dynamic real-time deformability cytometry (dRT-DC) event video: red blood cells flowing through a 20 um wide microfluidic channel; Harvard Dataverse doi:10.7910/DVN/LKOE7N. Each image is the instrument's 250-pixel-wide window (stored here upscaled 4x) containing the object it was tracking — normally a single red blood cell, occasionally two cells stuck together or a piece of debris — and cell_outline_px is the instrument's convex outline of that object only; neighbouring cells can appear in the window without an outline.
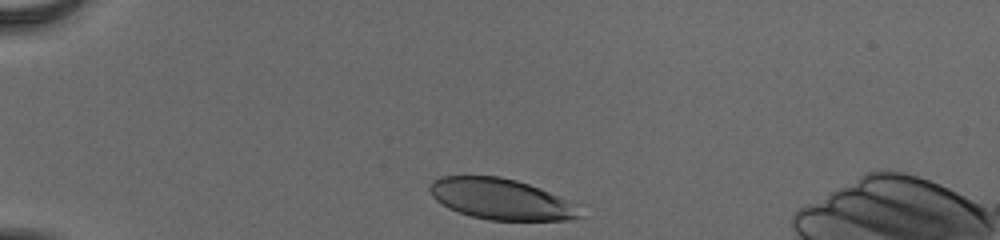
{"species": "human", "species_latin": "Homo sapiens", "temperature_condition": "cold", "stored_images_in_passage": 33, "camera_frame_rate_fps": 3000, "um_per_image_px": 0.085, "donor": {"sex": "male"}, "frame": {"image": 1, "passage_image": 1, "time_ms": 0.0, "image_size_px": [1000, 240], "cell_outline_px": [[580, 216], [568, 220], [488, 220], [472, 216], [448, 208], [436, 200], [432, 196], [428, 188], [432, 180], [440, 176], [500, 176], [516, 180], [540, 188], [568, 200]], "centroid_in_image_um": [42.49, 16.91], "position_along_channel_um": 42.5, "area_um2": 35.32}}
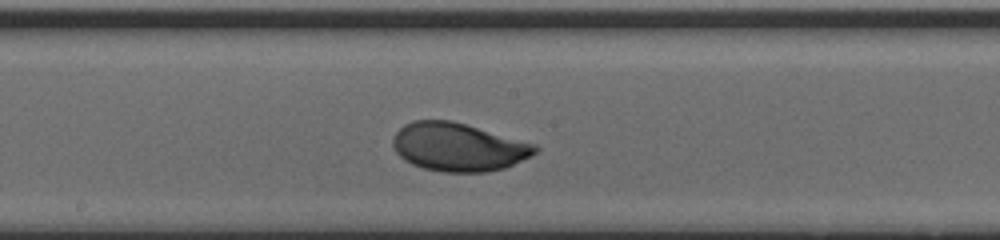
{"frame": {"image": 2, "passage_image": 18, "time_ms": 5.667, "image_size_px": [1000, 240], "cell_outline_px": [[540, 148], [536, 152], [504, 168], [484, 172], [444, 172], [424, 168], [412, 164], [404, 160], [396, 152], [392, 144], [392, 140], [396, 132], [404, 124], [412, 120], [452, 120], [536, 144]], "centroid_in_image_um": [38.92, 12.48], "position_along_channel_um": 209.3, "area_um2": 39.82}}
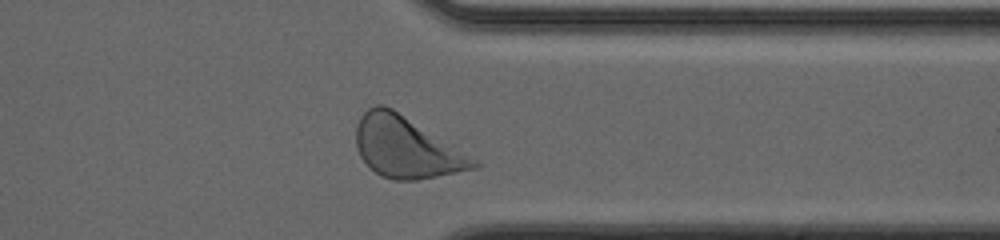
{"frame": {"image": 3, "passage_image": 31, "time_ms": 10.0, "image_size_px": [1000, 240], "cell_outline_px": [[480, 168], [416, 180], [392, 180], [380, 176], [360, 156], [356, 148], [356, 124], [360, 116], [368, 108], [376, 104], [384, 104], [392, 108], [480, 160]], "centroid_in_image_um": [34.56, 12.52], "position_along_channel_um": 376.8, "area_um2": 42.08}, "authors_computed_cell_mechanics": {"area_um2": 38.9572, "velocity_mm_per_s": 3.8595, "shape_relaxation_time_tau1_ms": 3.1926, "shape_relaxation_time_tau2_ms": null, "deformation_change_tau1": 0.1702, "deformation_change_tau2": null}}